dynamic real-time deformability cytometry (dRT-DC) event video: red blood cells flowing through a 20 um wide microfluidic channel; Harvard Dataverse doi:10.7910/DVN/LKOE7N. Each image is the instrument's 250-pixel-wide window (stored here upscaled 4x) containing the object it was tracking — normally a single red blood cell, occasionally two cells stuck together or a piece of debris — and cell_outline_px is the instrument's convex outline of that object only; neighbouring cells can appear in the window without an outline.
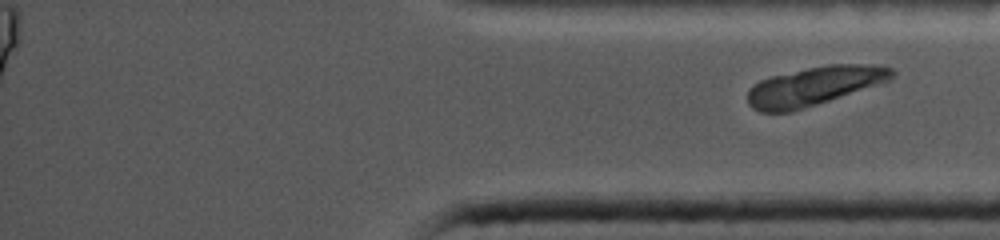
{"species": "common noctule bat (a hibernating species)", "species_latin": "Nyctalus noctula", "temperature_condition": "cold", "stored_images_in_passage": 36, "segment_of_instrument_passage": [2, 2], "camera_frame_rate_fps": 5000, "um_per_image_px": 0.085, "animal": {"sex": "female", "body_mass_g": 19.0, "forearm_length_mm": 56.7}, "frame": {"image": 1, "passage_image": 36, "time_ms": 12.0, "image_size_px": [1000, 240], "cell_outline_px": [[896, 76], [892, 80], [792, 112], [760, 112], [752, 108], [748, 104], [748, 92], [760, 80], [772, 76], [808, 68], [828, 64], [864, 64], [892, 68], [896, 72]], "centroid_in_image_um": [69.25, 7.32], "position_along_channel_um": 366.0, "area_um2": 32.43}}